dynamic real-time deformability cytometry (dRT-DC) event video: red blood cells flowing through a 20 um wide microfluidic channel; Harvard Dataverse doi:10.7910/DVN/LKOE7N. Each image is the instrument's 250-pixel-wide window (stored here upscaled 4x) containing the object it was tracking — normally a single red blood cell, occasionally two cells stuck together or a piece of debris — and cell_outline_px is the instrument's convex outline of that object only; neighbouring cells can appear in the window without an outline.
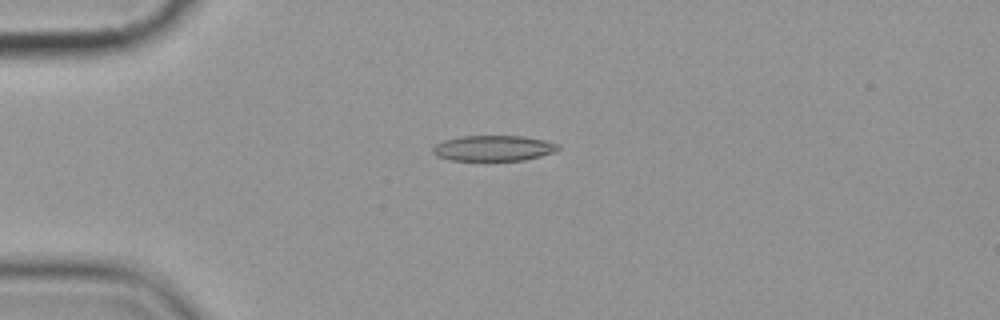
{"species": "common noctule bat (a hibernating species)", "species_latin": "Nyctalus noctula", "temperature_condition": "cold", "stored_images_in_passage": 6, "camera_frame_rate_fps": 3000, "um_per_image_px": 0.085, "animal": {"sex": "female", "body_mass_g": 19.9}, "frame": {"image": 1, "passage_image": 4, "time_ms": 3.333, "image_size_px": [1000, 320], "cell_outline_px": [[560, 148], [556, 152], [524, 160], [452, 160], [436, 156], [432, 152], [432, 148], [436, 144], [444, 140], [460, 136], [524, 136], [544, 140], [560, 144]], "centroid_in_image_um": [41.96, 12.59], "position_along_channel_um": 43.0, "area_um2": 18.73}}
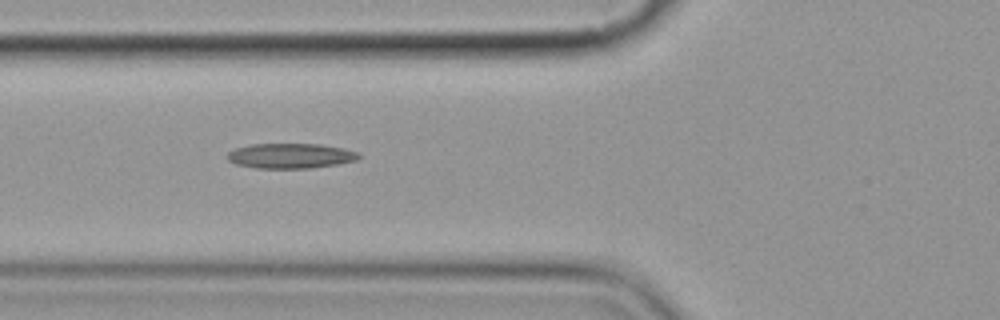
{"frame": {"image": 2, "passage_image": 6, "time_ms": 5.667, "image_size_px": [1000, 320], "cell_outline_px": [[360, 156], [356, 160], [336, 164], [308, 168], [256, 168], [236, 164], [228, 160], [224, 156], [232, 148], [252, 144], [320, 144], [344, 148], [360, 152]], "centroid_in_image_um": [24.65, 13.23], "position_along_channel_um": 101.2, "area_um2": 19.31}}